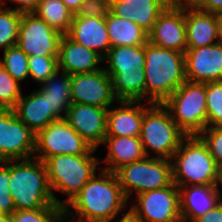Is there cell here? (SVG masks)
<instances>
[{"mask_svg":"<svg viewBox=\"0 0 222 222\" xmlns=\"http://www.w3.org/2000/svg\"><path fill=\"white\" fill-rule=\"evenodd\" d=\"M219 186L222 188V166L218 168L217 173L216 188L219 189Z\"/></svg>","mask_w":222,"mask_h":222,"instance_id":"obj_45","label":"cell"},{"mask_svg":"<svg viewBox=\"0 0 222 222\" xmlns=\"http://www.w3.org/2000/svg\"><path fill=\"white\" fill-rule=\"evenodd\" d=\"M148 41L161 48L185 53V7H166L148 32Z\"/></svg>","mask_w":222,"mask_h":222,"instance_id":"obj_16","label":"cell"},{"mask_svg":"<svg viewBox=\"0 0 222 222\" xmlns=\"http://www.w3.org/2000/svg\"><path fill=\"white\" fill-rule=\"evenodd\" d=\"M36 134L9 107H0V158L23 160L34 157Z\"/></svg>","mask_w":222,"mask_h":222,"instance_id":"obj_12","label":"cell"},{"mask_svg":"<svg viewBox=\"0 0 222 222\" xmlns=\"http://www.w3.org/2000/svg\"><path fill=\"white\" fill-rule=\"evenodd\" d=\"M165 7H174V0H158Z\"/></svg>","mask_w":222,"mask_h":222,"instance_id":"obj_46","label":"cell"},{"mask_svg":"<svg viewBox=\"0 0 222 222\" xmlns=\"http://www.w3.org/2000/svg\"><path fill=\"white\" fill-rule=\"evenodd\" d=\"M0 65L18 82L29 77L28 55L17 45L6 48Z\"/></svg>","mask_w":222,"mask_h":222,"instance_id":"obj_30","label":"cell"},{"mask_svg":"<svg viewBox=\"0 0 222 222\" xmlns=\"http://www.w3.org/2000/svg\"><path fill=\"white\" fill-rule=\"evenodd\" d=\"M10 160L0 163V213L12 215L16 209L9 188Z\"/></svg>","mask_w":222,"mask_h":222,"instance_id":"obj_35","label":"cell"},{"mask_svg":"<svg viewBox=\"0 0 222 222\" xmlns=\"http://www.w3.org/2000/svg\"><path fill=\"white\" fill-rule=\"evenodd\" d=\"M145 100L163 104L186 81L184 53L145 44Z\"/></svg>","mask_w":222,"mask_h":222,"instance_id":"obj_2","label":"cell"},{"mask_svg":"<svg viewBox=\"0 0 222 222\" xmlns=\"http://www.w3.org/2000/svg\"><path fill=\"white\" fill-rule=\"evenodd\" d=\"M187 48L210 46L219 42L216 14L185 7Z\"/></svg>","mask_w":222,"mask_h":222,"instance_id":"obj_22","label":"cell"},{"mask_svg":"<svg viewBox=\"0 0 222 222\" xmlns=\"http://www.w3.org/2000/svg\"><path fill=\"white\" fill-rule=\"evenodd\" d=\"M17 7L12 8L16 11L22 13H33V11L38 7V5L42 2V0H10Z\"/></svg>","mask_w":222,"mask_h":222,"instance_id":"obj_39","label":"cell"},{"mask_svg":"<svg viewBox=\"0 0 222 222\" xmlns=\"http://www.w3.org/2000/svg\"><path fill=\"white\" fill-rule=\"evenodd\" d=\"M17 117L35 134L59 120L49 107L47 98L38 90L21 96L13 108Z\"/></svg>","mask_w":222,"mask_h":222,"instance_id":"obj_23","label":"cell"},{"mask_svg":"<svg viewBox=\"0 0 222 222\" xmlns=\"http://www.w3.org/2000/svg\"><path fill=\"white\" fill-rule=\"evenodd\" d=\"M182 222H193L222 201L221 189L216 185L178 186Z\"/></svg>","mask_w":222,"mask_h":222,"instance_id":"obj_19","label":"cell"},{"mask_svg":"<svg viewBox=\"0 0 222 222\" xmlns=\"http://www.w3.org/2000/svg\"><path fill=\"white\" fill-rule=\"evenodd\" d=\"M111 47L138 46L148 42V32L136 23L114 16L111 12L106 16Z\"/></svg>","mask_w":222,"mask_h":222,"instance_id":"obj_27","label":"cell"},{"mask_svg":"<svg viewBox=\"0 0 222 222\" xmlns=\"http://www.w3.org/2000/svg\"><path fill=\"white\" fill-rule=\"evenodd\" d=\"M166 7L158 0H112L110 12L121 19L129 20L149 32L159 14Z\"/></svg>","mask_w":222,"mask_h":222,"instance_id":"obj_24","label":"cell"},{"mask_svg":"<svg viewBox=\"0 0 222 222\" xmlns=\"http://www.w3.org/2000/svg\"><path fill=\"white\" fill-rule=\"evenodd\" d=\"M96 150L64 119H59L36 134L34 157L44 161L55 155H93Z\"/></svg>","mask_w":222,"mask_h":222,"instance_id":"obj_10","label":"cell"},{"mask_svg":"<svg viewBox=\"0 0 222 222\" xmlns=\"http://www.w3.org/2000/svg\"><path fill=\"white\" fill-rule=\"evenodd\" d=\"M117 101L145 100V45L111 47L103 57Z\"/></svg>","mask_w":222,"mask_h":222,"instance_id":"obj_3","label":"cell"},{"mask_svg":"<svg viewBox=\"0 0 222 222\" xmlns=\"http://www.w3.org/2000/svg\"><path fill=\"white\" fill-rule=\"evenodd\" d=\"M12 222H63V208L57 204L33 210H16Z\"/></svg>","mask_w":222,"mask_h":222,"instance_id":"obj_31","label":"cell"},{"mask_svg":"<svg viewBox=\"0 0 222 222\" xmlns=\"http://www.w3.org/2000/svg\"><path fill=\"white\" fill-rule=\"evenodd\" d=\"M66 7L75 15L79 10L83 0H61Z\"/></svg>","mask_w":222,"mask_h":222,"instance_id":"obj_41","label":"cell"},{"mask_svg":"<svg viewBox=\"0 0 222 222\" xmlns=\"http://www.w3.org/2000/svg\"><path fill=\"white\" fill-rule=\"evenodd\" d=\"M63 34L34 13H22L17 46L28 56L57 57Z\"/></svg>","mask_w":222,"mask_h":222,"instance_id":"obj_13","label":"cell"},{"mask_svg":"<svg viewBox=\"0 0 222 222\" xmlns=\"http://www.w3.org/2000/svg\"><path fill=\"white\" fill-rule=\"evenodd\" d=\"M0 222H12L11 215L1 214Z\"/></svg>","mask_w":222,"mask_h":222,"instance_id":"obj_47","label":"cell"},{"mask_svg":"<svg viewBox=\"0 0 222 222\" xmlns=\"http://www.w3.org/2000/svg\"><path fill=\"white\" fill-rule=\"evenodd\" d=\"M110 13V2L107 0H83L74 16L106 17Z\"/></svg>","mask_w":222,"mask_h":222,"instance_id":"obj_37","label":"cell"},{"mask_svg":"<svg viewBox=\"0 0 222 222\" xmlns=\"http://www.w3.org/2000/svg\"><path fill=\"white\" fill-rule=\"evenodd\" d=\"M72 103L109 108L117 102L113 93L112 79L104 68L71 75Z\"/></svg>","mask_w":222,"mask_h":222,"instance_id":"obj_14","label":"cell"},{"mask_svg":"<svg viewBox=\"0 0 222 222\" xmlns=\"http://www.w3.org/2000/svg\"><path fill=\"white\" fill-rule=\"evenodd\" d=\"M58 68L69 75L98 71L103 67V58L95 51L77 44L67 35H63L58 54Z\"/></svg>","mask_w":222,"mask_h":222,"instance_id":"obj_21","label":"cell"},{"mask_svg":"<svg viewBox=\"0 0 222 222\" xmlns=\"http://www.w3.org/2000/svg\"><path fill=\"white\" fill-rule=\"evenodd\" d=\"M43 162L55 204L63 209L96 174V169L101 168L98 167L100 159L94 155H55ZM54 190L68 197L62 202L55 196Z\"/></svg>","mask_w":222,"mask_h":222,"instance_id":"obj_5","label":"cell"},{"mask_svg":"<svg viewBox=\"0 0 222 222\" xmlns=\"http://www.w3.org/2000/svg\"><path fill=\"white\" fill-rule=\"evenodd\" d=\"M193 222H222V201Z\"/></svg>","mask_w":222,"mask_h":222,"instance_id":"obj_38","label":"cell"},{"mask_svg":"<svg viewBox=\"0 0 222 222\" xmlns=\"http://www.w3.org/2000/svg\"><path fill=\"white\" fill-rule=\"evenodd\" d=\"M207 127L222 125V80L206 83Z\"/></svg>","mask_w":222,"mask_h":222,"instance_id":"obj_32","label":"cell"},{"mask_svg":"<svg viewBox=\"0 0 222 222\" xmlns=\"http://www.w3.org/2000/svg\"><path fill=\"white\" fill-rule=\"evenodd\" d=\"M136 204L130 209L143 222H182L180 192L175 183L161 189L135 195Z\"/></svg>","mask_w":222,"mask_h":222,"instance_id":"obj_11","label":"cell"},{"mask_svg":"<svg viewBox=\"0 0 222 222\" xmlns=\"http://www.w3.org/2000/svg\"><path fill=\"white\" fill-rule=\"evenodd\" d=\"M10 160L9 188L16 210L55 204L44 162L38 158Z\"/></svg>","mask_w":222,"mask_h":222,"instance_id":"obj_4","label":"cell"},{"mask_svg":"<svg viewBox=\"0 0 222 222\" xmlns=\"http://www.w3.org/2000/svg\"><path fill=\"white\" fill-rule=\"evenodd\" d=\"M66 35L77 44L97 52L102 58L111 48L106 17L73 16Z\"/></svg>","mask_w":222,"mask_h":222,"instance_id":"obj_18","label":"cell"},{"mask_svg":"<svg viewBox=\"0 0 222 222\" xmlns=\"http://www.w3.org/2000/svg\"><path fill=\"white\" fill-rule=\"evenodd\" d=\"M38 91L47 98L53 113L59 119H64L66 111L72 104L71 75L58 70L40 85Z\"/></svg>","mask_w":222,"mask_h":222,"instance_id":"obj_26","label":"cell"},{"mask_svg":"<svg viewBox=\"0 0 222 222\" xmlns=\"http://www.w3.org/2000/svg\"><path fill=\"white\" fill-rule=\"evenodd\" d=\"M117 108L108 109L106 136L136 137L140 135L145 110L152 104L142 101H117Z\"/></svg>","mask_w":222,"mask_h":222,"instance_id":"obj_20","label":"cell"},{"mask_svg":"<svg viewBox=\"0 0 222 222\" xmlns=\"http://www.w3.org/2000/svg\"><path fill=\"white\" fill-rule=\"evenodd\" d=\"M219 42L222 43V12L216 14Z\"/></svg>","mask_w":222,"mask_h":222,"instance_id":"obj_44","label":"cell"},{"mask_svg":"<svg viewBox=\"0 0 222 222\" xmlns=\"http://www.w3.org/2000/svg\"><path fill=\"white\" fill-rule=\"evenodd\" d=\"M127 199L135 194L169 186L172 181V163L169 159L145 157L123 165L115 171Z\"/></svg>","mask_w":222,"mask_h":222,"instance_id":"obj_9","label":"cell"},{"mask_svg":"<svg viewBox=\"0 0 222 222\" xmlns=\"http://www.w3.org/2000/svg\"><path fill=\"white\" fill-rule=\"evenodd\" d=\"M108 148L107 156L103 162L108 164L100 169L115 172L123 165L142 160L146 157L139 136H105L102 143Z\"/></svg>","mask_w":222,"mask_h":222,"instance_id":"obj_25","label":"cell"},{"mask_svg":"<svg viewBox=\"0 0 222 222\" xmlns=\"http://www.w3.org/2000/svg\"><path fill=\"white\" fill-rule=\"evenodd\" d=\"M119 222H143L131 209L122 215Z\"/></svg>","mask_w":222,"mask_h":222,"instance_id":"obj_42","label":"cell"},{"mask_svg":"<svg viewBox=\"0 0 222 222\" xmlns=\"http://www.w3.org/2000/svg\"><path fill=\"white\" fill-rule=\"evenodd\" d=\"M33 13L63 35L69 32L74 16L61 0H42Z\"/></svg>","mask_w":222,"mask_h":222,"instance_id":"obj_28","label":"cell"},{"mask_svg":"<svg viewBox=\"0 0 222 222\" xmlns=\"http://www.w3.org/2000/svg\"><path fill=\"white\" fill-rule=\"evenodd\" d=\"M108 109L88 104L72 103L66 111L64 120L85 141L97 149L106 136Z\"/></svg>","mask_w":222,"mask_h":222,"instance_id":"obj_15","label":"cell"},{"mask_svg":"<svg viewBox=\"0 0 222 222\" xmlns=\"http://www.w3.org/2000/svg\"><path fill=\"white\" fill-rule=\"evenodd\" d=\"M196 7L202 11L217 14L222 12V0H200Z\"/></svg>","mask_w":222,"mask_h":222,"instance_id":"obj_40","label":"cell"},{"mask_svg":"<svg viewBox=\"0 0 222 222\" xmlns=\"http://www.w3.org/2000/svg\"><path fill=\"white\" fill-rule=\"evenodd\" d=\"M172 181L177 186L216 185L218 167L198 135H187L172 158Z\"/></svg>","mask_w":222,"mask_h":222,"instance_id":"obj_6","label":"cell"},{"mask_svg":"<svg viewBox=\"0 0 222 222\" xmlns=\"http://www.w3.org/2000/svg\"><path fill=\"white\" fill-rule=\"evenodd\" d=\"M186 136L163 104L152 103L145 110L139 138L147 157L154 152L157 158L171 160Z\"/></svg>","mask_w":222,"mask_h":222,"instance_id":"obj_7","label":"cell"},{"mask_svg":"<svg viewBox=\"0 0 222 222\" xmlns=\"http://www.w3.org/2000/svg\"><path fill=\"white\" fill-rule=\"evenodd\" d=\"M21 96L19 82L0 65V107L13 109Z\"/></svg>","mask_w":222,"mask_h":222,"instance_id":"obj_34","label":"cell"},{"mask_svg":"<svg viewBox=\"0 0 222 222\" xmlns=\"http://www.w3.org/2000/svg\"><path fill=\"white\" fill-rule=\"evenodd\" d=\"M28 67L29 77L40 85L59 70L57 57L40 55L29 56Z\"/></svg>","mask_w":222,"mask_h":222,"instance_id":"obj_33","label":"cell"},{"mask_svg":"<svg viewBox=\"0 0 222 222\" xmlns=\"http://www.w3.org/2000/svg\"><path fill=\"white\" fill-rule=\"evenodd\" d=\"M163 105L186 135H198L207 127L206 83L186 80Z\"/></svg>","mask_w":222,"mask_h":222,"instance_id":"obj_8","label":"cell"},{"mask_svg":"<svg viewBox=\"0 0 222 222\" xmlns=\"http://www.w3.org/2000/svg\"><path fill=\"white\" fill-rule=\"evenodd\" d=\"M200 0H174V7H195Z\"/></svg>","mask_w":222,"mask_h":222,"instance_id":"obj_43","label":"cell"},{"mask_svg":"<svg viewBox=\"0 0 222 222\" xmlns=\"http://www.w3.org/2000/svg\"><path fill=\"white\" fill-rule=\"evenodd\" d=\"M6 1L0 0V50L17 44L19 25L22 12L9 6L4 7Z\"/></svg>","mask_w":222,"mask_h":222,"instance_id":"obj_29","label":"cell"},{"mask_svg":"<svg viewBox=\"0 0 222 222\" xmlns=\"http://www.w3.org/2000/svg\"><path fill=\"white\" fill-rule=\"evenodd\" d=\"M206 144L217 167L222 166V126L206 127L198 134Z\"/></svg>","mask_w":222,"mask_h":222,"instance_id":"obj_36","label":"cell"},{"mask_svg":"<svg viewBox=\"0 0 222 222\" xmlns=\"http://www.w3.org/2000/svg\"><path fill=\"white\" fill-rule=\"evenodd\" d=\"M63 209V222H112L127 208L128 199L115 172L100 169ZM75 211H71V209ZM66 220V221H65Z\"/></svg>","mask_w":222,"mask_h":222,"instance_id":"obj_1","label":"cell"},{"mask_svg":"<svg viewBox=\"0 0 222 222\" xmlns=\"http://www.w3.org/2000/svg\"><path fill=\"white\" fill-rule=\"evenodd\" d=\"M184 57L187 81L208 83L222 80V43L187 48Z\"/></svg>","mask_w":222,"mask_h":222,"instance_id":"obj_17","label":"cell"}]
</instances>
